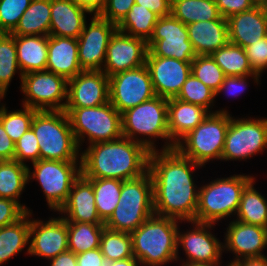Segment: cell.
Listing matches in <instances>:
<instances>
[{
	"instance_id": "6da1fadb",
	"label": "cell",
	"mask_w": 267,
	"mask_h": 266,
	"mask_svg": "<svg viewBox=\"0 0 267 266\" xmlns=\"http://www.w3.org/2000/svg\"><path fill=\"white\" fill-rule=\"evenodd\" d=\"M204 168L175 148L150 151L148 171L153 183L154 214L184 223L195 221L199 185L195 170ZM194 174V175H193Z\"/></svg>"
},
{
	"instance_id": "7a4b0ae2",
	"label": "cell",
	"mask_w": 267,
	"mask_h": 266,
	"mask_svg": "<svg viewBox=\"0 0 267 266\" xmlns=\"http://www.w3.org/2000/svg\"><path fill=\"white\" fill-rule=\"evenodd\" d=\"M150 151L128 138L98 142L81 151V174L85 178L135 179L148 171Z\"/></svg>"
},
{
	"instance_id": "3957f363",
	"label": "cell",
	"mask_w": 267,
	"mask_h": 266,
	"mask_svg": "<svg viewBox=\"0 0 267 266\" xmlns=\"http://www.w3.org/2000/svg\"><path fill=\"white\" fill-rule=\"evenodd\" d=\"M181 223L183 221L154 214L130 233L133 256L141 266L177 262L178 227Z\"/></svg>"
},
{
	"instance_id": "277c9868",
	"label": "cell",
	"mask_w": 267,
	"mask_h": 266,
	"mask_svg": "<svg viewBox=\"0 0 267 266\" xmlns=\"http://www.w3.org/2000/svg\"><path fill=\"white\" fill-rule=\"evenodd\" d=\"M168 99L154 96L122 113L123 137L143 144L149 151L158 150L155 144L161 139L160 150L175 148L168 131ZM157 139V140H156Z\"/></svg>"
},
{
	"instance_id": "5b68a950",
	"label": "cell",
	"mask_w": 267,
	"mask_h": 266,
	"mask_svg": "<svg viewBox=\"0 0 267 266\" xmlns=\"http://www.w3.org/2000/svg\"><path fill=\"white\" fill-rule=\"evenodd\" d=\"M31 129L37 137L40 159L81 161V150L64 110L36 111Z\"/></svg>"
},
{
	"instance_id": "8992f818",
	"label": "cell",
	"mask_w": 267,
	"mask_h": 266,
	"mask_svg": "<svg viewBox=\"0 0 267 266\" xmlns=\"http://www.w3.org/2000/svg\"><path fill=\"white\" fill-rule=\"evenodd\" d=\"M254 178L252 174H233L199 186L195 221L216 224L228 217L231 220L238 210L243 190Z\"/></svg>"
},
{
	"instance_id": "52a82bcc",
	"label": "cell",
	"mask_w": 267,
	"mask_h": 266,
	"mask_svg": "<svg viewBox=\"0 0 267 266\" xmlns=\"http://www.w3.org/2000/svg\"><path fill=\"white\" fill-rule=\"evenodd\" d=\"M154 215L153 183L149 171L122 182L119 202L105 228L131 233Z\"/></svg>"
},
{
	"instance_id": "ba28073f",
	"label": "cell",
	"mask_w": 267,
	"mask_h": 266,
	"mask_svg": "<svg viewBox=\"0 0 267 266\" xmlns=\"http://www.w3.org/2000/svg\"><path fill=\"white\" fill-rule=\"evenodd\" d=\"M230 120L229 112L209 113L199 125L175 144V149L203 167L210 161H221Z\"/></svg>"
},
{
	"instance_id": "9c48e42d",
	"label": "cell",
	"mask_w": 267,
	"mask_h": 266,
	"mask_svg": "<svg viewBox=\"0 0 267 266\" xmlns=\"http://www.w3.org/2000/svg\"><path fill=\"white\" fill-rule=\"evenodd\" d=\"M64 111L80 150L85 140L89 146L123 137L122 114L110 102L95 107L64 108Z\"/></svg>"
},
{
	"instance_id": "30bf717a",
	"label": "cell",
	"mask_w": 267,
	"mask_h": 266,
	"mask_svg": "<svg viewBox=\"0 0 267 266\" xmlns=\"http://www.w3.org/2000/svg\"><path fill=\"white\" fill-rule=\"evenodd\" d=\"M32 166L33 170L28 166V182L36 180L39 183L47 207L57 213L66 203L74 181L81 175V161L40 159Z\"/></svg>"
},
{
	"instance_id": "8fae6325",
	"label": "cell",
	"mask_w": 267,
	"mask_h": 266,
	"mask_svg": "<svg viewBox=\"0 0 267 266\" xmlns=\"http://www.w3.org/2000/svg\"><path fill=\"white\" fill-rule=\"evenodd\" d=\"M267 149V118L231 115L221 161H245Z\"/></svg>"
},
{
	"instance_id": "7c38bea8",
	"label": "cell",
	"mask_w": 267,
	"mask_h": 266,
	"mask_svg": "<svg viewBox=\"0 0 267 266\" xmlns=\"http://www.w3.org/2000/svg\"><path fill=\"white\" fill-rule=\"evenodd\" d=\"M22 104L37 111H63L67 102L68 80L48 70L22 75Z\"/></svg>"
},
{
	"instance_id": "4fadbf2b",
	"label": "cell",
	"mask_w": 267,
	"mask_h": 266,
	"mask_svg": "<svg viewBox=\"0 0 267 266\" xmlns=\"http://www.w3.org/2000/svg\"><path fill=\"white\" fill-rule=\"evenodd\" d=\"M147 48L153 56L184 62H192L197 56L189 41L186 25L172 14L158 18L152 36L147 41Z\"/></svg>"
},
{
	"instance_id": "5bb4252c",
	"label": "cell",
	"mask_w": 267,
	"mask_h": 266,
	"mask_svg": "<svg viewBox=\"0 0 267 266\" xmlns=\"http://www.w3.org/2000/svg\"><path fill=\"white\" fill-rule=\"evenodd\" d=\"M155 95L146 64L109 77V102L122 114Z\"/></svg>"
},
{
	"instance_id": "9a60e30c",
	"label": "cell",
	"mask_w": 267,
	"mask_h": 266,
	"mask_svg": "<svg viewBox=\"0 0 267 266\" xmlns=\"http://www.w3.org/2000/svg\"><path fill=\"white\" fill-rule=\"evenodd\" d=\"M186 223H191L192 229H187V231L182 232L180 231V226L178 227L177 264L178 261L222 263V253H224L223 242L215 234L211 233V230L216 225L196 221H186ZM180 247L184 251L183 255L185 254V259L180 258Z\"/></svg>"
},
{
	"instance_id": "2e32d148",
	"label": "cell",
	"mask_w": 267,
	"mask_h": 266,
	"mask_svg": "<svg viewBox=\"0 0 267 266\" xmlns=\"http://www.w3.org/2000/svg\"><path fill=\"white\" fill-rule=\"evenodd\" d=\"M117 30L116 24L93 14L78 37V57L82 70L102 71L109 40Z\"/></svg>"
},
{
	"instance_id": "e0dca14e",
	"label": "cell",
	"mask_w": 267,
	"mask_h": 266,
	"mask_svg": "<svg viewBox=\"0 0 267 266\" xmlns=\"http://www.w3.org/2000/svg\"><path fill=\"white\" fill-rule=\"evenodd\" d=\"M30 212V256L50 260L68 251L67 222L62 216L49 217L48 221L32 218Z\"/></svg>"
},
{
	"instance_id": "ac0fdd59",
	"label": "cell",
	"mask_w": 267,
	"mask_h": 266,
	"mask_svg": "<svg viewBox=\"0 0 267 266\" xmlns=\"http://www.w3.org/2000/svg\"><path fill=\"white\" fill-rule=\"evenodd\" d=\"M147 42L118 30L111 36L102 71L108 76L141 67L146 62Z\"/></svg>"
},
{
	"instance_id": "d6986e66",
	"label": "cell",
	"mask_w": 267,
	"mask_h": 266,
	"mask_svg": "<svg viewBox=\"0 0 267 266\" xmlns=\"http://www.w3.org/2000/svg\"><path fill=\"white\" fill-rule=\"evenodd\" d=\"M232 220L225 228V240H223L224 252L235 255L228 263L233 264L244 258L267 256L264 255L267 249V228L246 224L234 218Z\"/></svg>"
},
{
	"instance_id": "ffe728a7",
	"label": "cell",
	"mask_w": 267,
	"mask_h": 266,
	"mask_svg": "<svg viewBox=\"0 0 267 266\" xmlns=\"http://www.w3.org/2000/svg\"><path fill=\"white\" fill-rule=\"evenodd\" d=\"M145 64L151 75L155 95L165 99L176 98L191 74V62L153 56L149 51Z\"/></svg>"
},
{
	"instance_id": "44dd1931",
	"label": "cell",
	"mask_w": 267,
	"mask_h": 266,
	"mask_svg": "<svg viewBox=\"0 0 267 266\" xmlns=\"http://www.w3.org/2000/svg\"><path fill=\"white\" fill-rule=\"evenodd\" d=\"M109 102V77L103 71L83 70L68 80L65 108L95 107Z\"/></svg>"
},
{
	"instance_id": "7402d4cb",
	"label": "cell",
	"mask_w": 267,
	"mask_h": 266,
	"mask_svg": "<svg viewBox=\"0 0 267 266\" xmlns=\"http://www.w3.org/2000/svg\"><path fill=\"white\" fill-rule=\"evenodd\" d=\"M57 214L66 222L104 224L96 209L92 183L82 174L74 181L66 203Z\"/></svg>"
},
{
	"instance_id": "603a6c76",
	"label": "cell",
	"mask_w": 267,
	"mask_h": 266,
	"mask_svg": "<svg viewBox=\"0 0 267 266\" xmlns=\"http://www.w3.org/2000/svg\"><path fill=\"white\" fill-rule=\"evenodd\" d=\"M227 24L229 43L245 48L267 36V11L264 5H256L227 18Z\"/></svg>"
},
{
	"instance_id": "cb8c5ba5",
	"label": "cell",
	"mask_w": 267,
	"mask_h": 266,
	"mask_svg": "<svg viewBox=\"0 0 267 266\" xmlns=\"http://www.w3.org/2000/svg\"><path fill=\"white\" fill-rule=\"evenodd\" d=\"M88 14L93 15L73 0H51L49 35L78 39L87 22Z\"/></svg>"
},
{
	"instance_id": "d4e9b609",
	"label": "cell",
	"mask_w": 267,
	"mask_h": 266,
	"mask_svg": "<svg viewBox=\"0 0 267 266\" xmlns=\"http://www.w3.org/2000/svg\"><path fill=\"white\" fill-rule=\"evenodd\" d=\"M46 70L63 76L67 80L83 71L79 64L78 40L49 35Z\"/></svg>"
},
{
	"instance_id": "484cf974",
	"label": "cell",
	"mask_w": 267,
	"mask_h": 266,
	"mask_svg": "<svg viewBox=\"0 0 267 266\" xmlns=\"http://www.w3.org/2000/svg\"><path fill=\"white\" fill-rule=\"evenodd\" d=\"M186 27L196 55H211L229 42L227 19L222 16L216 20L187 24Z\"/></svg>"
},
{
	"instance_id": "4316f807",
	"label": "cell",
	"mask_w": 267,
	"mask_h": 266,
	"mask_svg": "<svg viewBox=\"0 0 267 266\" xmlns=\"http://www.w3.org/2000/svg\"><path fill=\"white\" fill-rule=\"evenodd\" d=\"M209 113L203 106L176 98L168 99V131L171 141L176 144L199 125Z\"/></svg>"
},
{
	"instance_id": "83f0119b",
	"label": "cell",
	"mask_w": 267,
	"mask_h": 266,
	"mask_svg": "<svg viewBox=\"0 0 267 266\" xmlns=\"http://www.w3.org/2000/svg\"><path fill=\"white\" fill-rule=\"evenodd\" d=\"M17 61L23 74L46 70L48 57V36L15 35Z\"/></svg>"
},
{
	"instance_id": "f1b7e54d",
	"label": "cell",
	"mask_w": 267,
	"mask_h": 266,
	"mask_svg": "<svg viewBox=\"0 0 267 266\" xmlns=\"http://www.w3.org/2000/svg\"><path fill=\"white\" fill-rule=\"evenodd\" d=\"M30 212L20 220L0 228V266L22 251L29 253Z\"/></svg>"
},
{
	"instance_id": "f546056e",
	"label": "cell",
	"mask_w": 267,
	"mask_h": 266,
	"mask_svg": "<svg viewBox=\"0 0 267 266\" xmlns=\"http://www.w3.org/2000/svg\"><path fill=\"white\" fill-rule=\"evenodd\" d=\"M28 182V165L17 160L0 161V198L18 202L27 212H33L19 201Z\"/></svg>"
},
{
	"instance_id": "4dcf8cb0",
	"label": "cell",
	"mask_w": 267,
	"mask_h": 266,
	"mask_svg": "<svg viewBox=\"0 0 267 266\" xmlns=\"http://www.w3.org/2000/svg\"><path fill=\"white\" fill-rule=\"evenodd\" d=\"M50 21L51 0H32L10 34L49 36Z\"/></svg>"
},
{
	"instance_id": "1f68e13d",
	"label": "cell",
	"mask_w": 267,
	"mask_h": 266,
	"mask_svg": "<svg viewBox=\"0 0 267 266\" xmlns=\"http://www.w3.org/2000/svg\"><path fill=\"white\" fill-rule=\"evenodd\" d=\"M254 178L243 190L235 219L267 228V198L255 189Z\"/></svg>"
},
{
	"instance_id": "d6a6232c",
	"label": "cell",
	"mask_w": 267,
	"mask_h": 266,
	"mask_svg": "<svg viewBox=\"0 0 267 266\" xmlns=\"http://www.w3.org/2000/svg\"><path fill=\"white\" fill-rule=\"evenodd\" d=\"M171 14L185 25L221 16L215 0H171Z\"/></svg>"
},
{
	"instance_id": "836d02e7",
	"label": "cell",
	"mask_w": 267,
	"mask_h": 266,
	"mask_svg": "<svg viewBox=\"0 0 267 266\" xmlns=\"http://www.w3.org/2000/svg\"><path fill=\"white\" fill-rule=\"evenodd\" d=\"M158 18L159 16L153 11L134 3L131 10L116 26L118 31L142 38L147 42L152 36Z\"/></svg>"
},
{
	"instance_id": "e575fe53",
	"label": "cell",
	"mask_w": 267,
	"mask_h": 266,
	"mask_svg": "<svg viewBox=\"0 0 267 266\" xmlns=\"http://www.w3.org/2000/svg\"><path fill=\"white\" fill-rule=\"evenodd\" d=\"M95 193V204L100 219L105 223L116 208L123 180L110 178H87Z\"/></svg>"
},
{
	"instance_id": "d590c367",
	"label": "cell",
	"mask_w": 267,
	"mask_h": 266,
	"mask_svg": "<svg viewBox=\"0 0 267 266\" xmlns=\"http://www.w3.org/2000/svg\"><path fill=\"white\" fill-rule=\"evenodd\" d=\"M68 250L74 254L99 248L104 224L67 222Z\"/></svg>"
},
{
	"instance_id": "8d00e7d4",
	"label": "cell",
	"mask_w": 267,
	"mask_h": 266,
	"mask_svg": "<svg viewBox=\"0 0 267 266\" xmlns=\"http://www.w3.org/2000/svg\"><path fill=\"white\" fill-rule=\"evenodd\" d=\"M226 76H248L255 74L248 61L245 49L231 43L211 54Z\"/></svg>"
},
{
	"instance_id": "74e56055",
	"label": "cell",
	"mask_w": 267,
	"mask_h": 266,
	"mask_svg": "<svg viewBox=\"0 0 267 266\" xmlns=\"http://www.w3.org/2000/svg\"><path fill=\"white\" fill-rule=\"evenodd\" d=\"M16 73H19L21 87L22 73L17 61L15 35L0 33V88L8 91Z\"/></svg>"
},
{
	"instance_id": "f35d334b",
	"label": "cell",
	"mask_w": 267,
	"mask_h": 266,
	"mask_svg": "<svg viewBox=\"0 0 267 266\" xmlns=\"http://www.w3.org/2000/svg\"><path fill=\"white\" fill-rule=\"evenodd\" d=\"M106 262L133 257L130 233L103 229L99 246Z\"/></svg>"
},
{
	"instance_id": "ab89813d",
	"label": "cell",
	"mask_w": 267,
	"mask_h": 266,
	"mask_svg": "<svg viewBox=\"0 0 267 266\" xmlns=\"http://www.w3.org/2000/svg\"><path fill=\"white\" fill-rule=\"evenodd\" d=\"M176 99L183 102L192 103L196 105L203 106L210 113L215 112H228L227 109H214L215 105V92L197 79L192 73L189 75L185 83L183 84L179 94Z\"/></svg>"
},
{
	"instance_id": "60d3db41",
	"label": "cell",
	"mask_w": 267,
	"mask_h": 266,
	"mask_svg": "<svg viewBox=\"0 0 267 266\" xmlns=\"http://www.w3.org/2000/svg\"><path fill=\"white\" fill-rule=\"evenodd\" d=\"M21 107L23 109H16L14 111H8V107H5L0 116V122L6 133L15 143L31 128L32 120L37 111L28 106L22 105Z\"/></svg>"
},
{
	"instance_id": "b9f144b4",
	"label": "cell",
	"mask_w": 267,
	"mask_h": 266,
	"mask_svg": "<svg viewBox=\"0 0 267 266\" xmlns=\"http://www.w3.org/2000/svg\"><path fill=\"white\" fill-rule=\"evenodd\" d=\"M191 73L214 92L226 77L211 55H197L191 62Z\"/></svg>"
},
{
	"instance_id": "7bdbcfd3",
	"label": "cell",
	"mask_w": 267,
	"mask_h": 266,
	"mask_svg": "<svg viewBox=\"0 0 267 266\" xmlns=\"http://www.w3.org/2000/svg\"><path fill=\"white\" fill-rule=\"evenodd\" d=\"M32 0H0V33L10 34Z\"/></svg>"
},
{
	"instance_id": "ee69618b",
	"label": "cell",
	"mask_w": 267,
	"mask_h": 266,
	"mask_svg": "<svg viewBox=\"0 0 267 266\" xmlns=\"http://www.w3.org/2000/svg\"><path fill=\"white\" fill-rule=\"evenodd\" d=\"M19 163L36 162L40 160V148L34 131L30 128L15 143V158ZM27 161V162H26Z\"/></svg>"
},
{
	"instance_id": "f6af8a7d",
	"label": "cell",
	"mask_w": 267,
	"mask_h": 266,
	"mask_svg": "<svg viewBox=\"0 0 267 266\" xmlns=\"http://www.w3.org/2000/svg\"><path fill=\"white\" fill-rule=\"evenodd\" d=\"M250 77L257 86L261 82V75L256 73L248 76H226L219 89L215 92V97H217L220 93H223V95L227 94L225 96H233L234 98H237L236 96L245 93L246 88L249 87L248 84L250 83L248 81Z\"/></svg>"
},
{
	"instance_id": "bcb514c9",
	"label": "cell",
	"mask_w": 267,
	"mask_h": 266,
	"mask_svg": "<svg viewBox=\"0 0 267 266\" xmlns=\"http://www.w3.org/2000/svg\"><path fill=\"white\" fill-rule=\"evenodd\" d=\"M244 49L252 71L262 76L267 69V36Z\"/></svg>"
},
{
	"instance_id": "7dc6e473",
	"label": "cell",
	"mask_w": 267,
	"mask_h": 266,
	"mask_svg": "<svg viewBox=\"0 0 267 266\" xmlns=\"http://www.w3.org/2000/svg\"><path fill=\"white\" fill-rule=\"evenodd\" d=\"M134 3L135 0H107L105 7L98 15L117 25L131 10Z\"/></svg>"
},
{
	"instance_id": "c3c4849f",
	"label": "cell",
	"mask_w": 267,
	"mask_h": 266,
	"mask_svg": "<svg viewBox=\"0 0 267 266\" xmlns=\"http://www.w3.org/2000/svg\"><path fill=\"white\" fill-rule=\"evenodd\" d=\"M27 211L16 201L0 198V228L20 220Z\"/></svg>"
},
{
	"instance_id": "681fc988",
	"label": "cell",
	"mask_w": 267,
	"mask_h": 266,
	"mask_svg": "<svg viewBox=\"0 0 267 266\" xmlns=\"http://www.w3.org/2000/svg\"><path fill=\"white\" fill-rule=\"evenodd\" d=\"M215 2L220 15L226 19L256 6L253 0H215Z\"/></svg>"
},
{
	"instance_id": "f907efd6",
	"label": "cell",
	"mask_w": 267,
	"mask_h": 266,
	"mask_svg": "<svg viewBox=\"0 0 267 266\" xmlns=\"http://www.w3.org/2000/svg\"><path fill=\"white\" fill-rule=\"evenodd\" d=\"M77 266H106L100 248L76 254Z\"/></svg>"
},
{
	"instance_id": "816d5d0a",
	"label": "cell",
	"mask_w": 267,
	"mask_h": 266,
	"mask_svg": "<svg viewBox=\"0 0 267 266\" xmlns=\"http://www.w3.org/2000/svg\"><path fill=\"white\" fill-rule=\"evenodd\" d=\"M135 3L153 11L159 17L171 14V0H135Z\"/></svg>"
},
{
	"instance_id": "f5cc1de1",
	"label": "cell",
	"mask_w": 267,
	"mask_h": 266,
	"mask_svg": "<svg viewBox=\"0 0 267 266\" xmlns=\"http://www.w3.org/2000/svg\"><path fill=\"white\" fill-rule=\"evenodd\" d=\"M15 158V142L6 133L2 123L0 122V161L14 160Z\"/></svg>"
},
{
	"instance_id": "db71d44e",
	"label": "cell",
	"mask_w": 267,
	"mask_h": 266,
	"mask_svg": "<svg viewBox=\"0 0 267 266\" xmlns=\"http://www.w3.org/2000/svg\"><path fill=\"white\" fill-rule=\"evenodd\" d=\"M48 266H77V257L71 251H66L48 260Z\"/></svg>"
},
{
	"instance_id": "11a10c76",
	"label": "cell",
	"mask_w": 267,
	"mask_h": 266,
	"mask_svg": "<svg viewBox=\"0 0 267 266\" xmlns=\"http://www.w3.org/2000/svg\"><path fill=\"white\" fill-rule=\"evenodd\" d=\"M88 9L92 14H99L105 7L107 0H73Z\"/></svg>"
},
{
	"instance_id": "9f6ffc18",
	"label": "cell",
	"mask_w": 267,
	"mask_h": 266,
	"mask_svg": "<svg viewBox=\"0 0 267 266\" xmlns=\"http://www.w3.org/2000/svg\"><path fill=\"white\" fill-rule=\"evenodd\" d=\"M235 266H267V256L244 258L233 263Z\"/></svg>"
},
{
	"instance_id": "6f0895ef",
	"label": "cell",
	"mask_w": 267,
	"mask_h": 266,
	"mask_svg": "<svg viewBox=\"0 0 267 266\" xmlns=\"http://www.w3.org/2000/svg\"><path fill=\"white\" fill-rule=\"evenodd\" d=\"M106 266H141L139 260L134 256L128 259L106 262Z\"/></svg>"
},
{
	"instance_id": "680465c9",
	"label": "cell",
	"mask_w": 267,
	"mask_h": 266,
	"mask_svg": "<svg viewBox=\"0 0 267 266\" xmlns=\"http://www.w3.org/2000/svg\"><path fill=\"white\" fill-rule=\"evenodd\" d=\"M180 266H222L221 263L180 262Z\"/></svg>"
},
{
	"instance_id": "91938a15",
	"label": "cell",
	"mask_w": 267,
	"mask_h": 266,
	"mask_svg": "<svg viewBox=\"0 0 267 266\" xmlns=\"http://www.w3.org/2000/svg\"><path fill=\"white\" fill-rule=\"evenodd\" d=\"M7 91L0 88V116L2 115L3 110L5 109L6 105L5 103H1L2 99L6 97Z\"/></svg>"
},
{
	"instance_id": "94428289",
	"label": "cell",
	"mask_w": 267,
	"mask_h": 266,
	"mask_svg": "<svg viewBox=\"0 0 267 266\" xmlns=\"http://www.w3.org/2000/svg\"><path fill=\"white\" fill-rule=\"evenodd\" d=\"M253 1L256 3V5H264L267 2V0H253Z\"/></svg>"
},
{
	"instance_id": "6125c7cd",
	"label": "cell",
	"mask_w": 267,
	"mask_h": 266,
	"mask_svg": "<svg viewBox=\"0 0 267 266\" xmlns=\"http://www.w3.org/2000/svg\"><path fill=\"white\" fill-rule=\"evenodd\" d=\"M226 266H235V265L234 264H231V263H228Z\"/></svg>"
},
{
	"instance_id": "be15d7a7",
	"label": "cell",
	"mask_w": 267,
	"mask_h": 266,
	"mask_svg": "<svg viewBox=\"0 0 267 266\" xmlns=\"http://www.w3.org/2000/svg\"><path fill=\"white\" fill-rule=\"evenodd\" d=\"M264 6H265V9H266V11H267V2L264 4Z\"/></svg>"
}]
</instances>
